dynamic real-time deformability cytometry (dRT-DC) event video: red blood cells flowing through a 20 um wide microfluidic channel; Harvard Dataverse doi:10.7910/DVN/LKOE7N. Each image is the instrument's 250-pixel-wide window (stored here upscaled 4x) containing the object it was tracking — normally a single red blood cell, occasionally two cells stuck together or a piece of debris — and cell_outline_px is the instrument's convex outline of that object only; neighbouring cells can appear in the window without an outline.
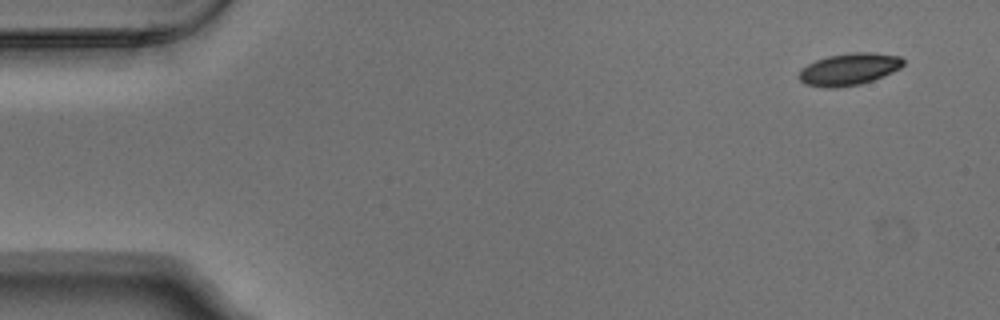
{"species": "Egyptian fruit bat (a non-hibernating species)", "species_latin": "Rousettus aegyptiacus", "temperature_condition": "warm", "stored_images_in_passage": 5, "camera_frame_rate_fps": 3000, "um_per_image_px": 0.085, "animal": {"sex": "male"}, "frame": {"image": 1, "passage_image": 1, "time_ms": 0.0, "image_size_px": [1000, 320], "cell_outline_px": [[904, 64], [900, 68], [884, 76], [860, 84], [836, 88], [828, 88], [804, 84], [800, 80], [800, 72], [808, 64], [816, 60], [828, 56], [852, 52], [872, 52], [900, 56], [904, 60]], "centroid_in_image_um": [72.2, 5.88], "position_along_channel_um": 12.8, "area_um2": 19.36}}
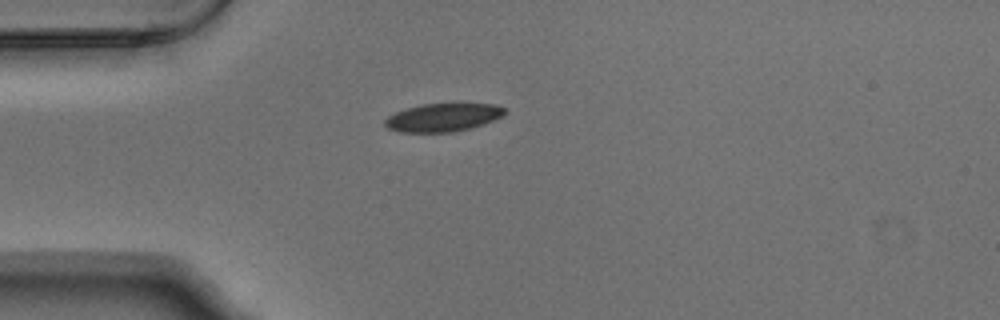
{"frame": {"image": 2, "passage_image": 4, "time_ms": 1.0, "image_size_px": [1000, 320], "cell_outline_px": [[504, 112], [500, 116], [492, 120], [468, 128], [452, 132], [400, 132], [388, 128], [384, 124], [384, 120], [388, 116], [396, 112], [408, 108], [424, 104], [496, 104], [504, 108]], "centroid_in_image_um": [37.59, 9.98], "position_along_channel_um": 47.4, "area_um2": 19.13}}